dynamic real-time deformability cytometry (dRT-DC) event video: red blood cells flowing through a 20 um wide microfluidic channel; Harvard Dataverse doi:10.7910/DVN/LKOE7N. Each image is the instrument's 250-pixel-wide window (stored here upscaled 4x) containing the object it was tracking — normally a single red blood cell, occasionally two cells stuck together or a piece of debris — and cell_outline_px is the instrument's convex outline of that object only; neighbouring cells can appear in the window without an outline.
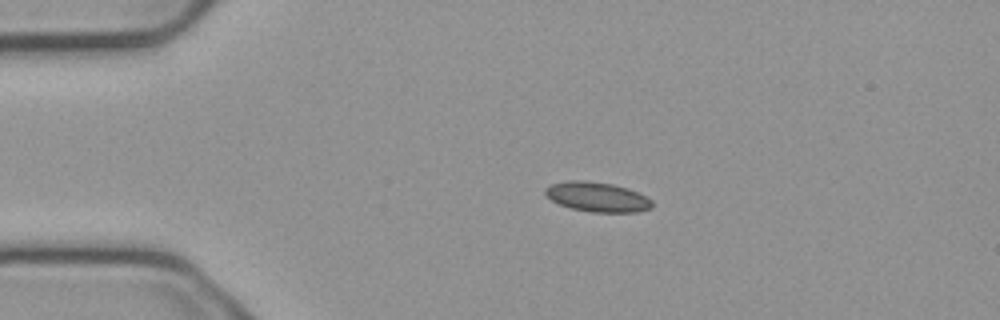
{"species": "common noctule bat (a hibernating species)", "species_latin": "Nyctalus noctula", "temperature_condition": "cold", "stored_images_in_passage": 4, "segment_of_instrument_passage": [1, 2], "camera_frame_rate_fps": 3000, "um_per_image_px": 0.085, "animal": {"sex": "male", "body_mass_g": 23.1, "forearm_length_mm": 52.7}, "frame": {"image": 1, "passage_image": 2, "time_ms": 0.333, "image_size_px": [1000, 320], "cell_outline_px": [[652, 208], [636, 212], [592, 212], [572, 208], [560, 204], [552, 200], [544, 192], [544, 188], [552, 184], [568, 180], [584, 180], [612, 184], [628, 188], [652, 200]], "centroid_in_image_um": [50.76, 16.73], "position_along_channel_um": 34.2, "area_um2": 18.32}}